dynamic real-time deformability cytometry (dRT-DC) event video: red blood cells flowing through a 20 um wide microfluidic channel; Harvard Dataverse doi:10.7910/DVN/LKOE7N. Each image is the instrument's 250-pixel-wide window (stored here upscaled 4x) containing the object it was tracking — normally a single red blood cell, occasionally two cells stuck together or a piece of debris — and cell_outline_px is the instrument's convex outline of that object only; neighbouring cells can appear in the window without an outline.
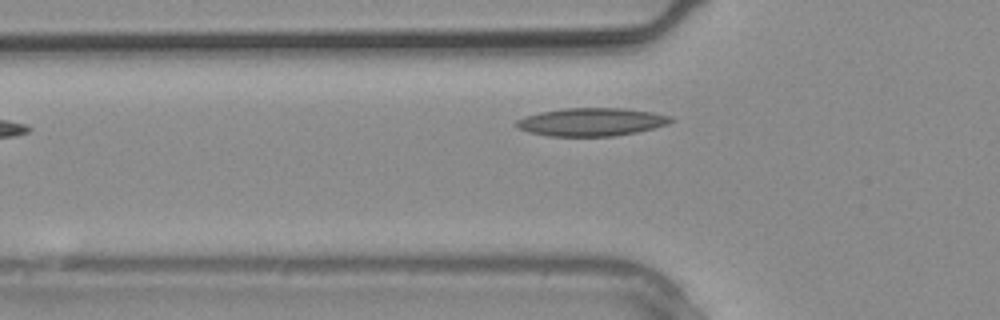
{"species": "common noctule bat (a hibernating species)", "species_latin": "Nyctalus noctula", "temperature_condition": "warm", "stored_images_in_passage": 2, "camera_frame_rate_fps": 3000, "um_per_image_px": 0.085, "animal": {"sex": "male", "body_mass_g": 20.4}, "frame": {"image": 1, "passage_image": 2, "time_ms": 0.333, "image_size_px": [1000, 320], "cell_outline_px": [[676, 120], [668, 124], [636, 132], [616, 136], [552, 136], [528, 132], [516, 128], [512, 124], [516, 120], [524, 116], [540, 112], [564, 108], [624, 108], [652, 112], [672, 116]], "centroid_in_image_um": [50.25, 10.36], "position_along_channel_um": 75.6, "area_um2": 25.49}}